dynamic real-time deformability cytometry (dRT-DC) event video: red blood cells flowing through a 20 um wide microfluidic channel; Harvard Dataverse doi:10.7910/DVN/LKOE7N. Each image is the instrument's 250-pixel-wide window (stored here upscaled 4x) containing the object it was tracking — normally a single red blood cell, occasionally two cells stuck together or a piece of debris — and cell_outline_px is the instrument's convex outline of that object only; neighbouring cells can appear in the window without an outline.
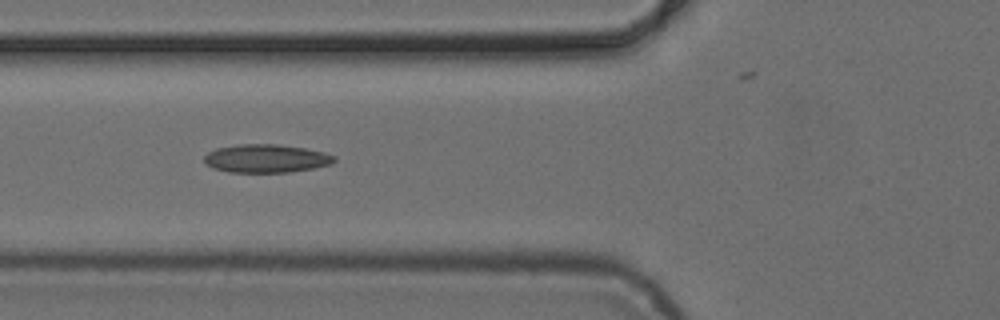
{"species": "common noctule bat (a hibernating species)", "species_latin": "Nyctalus noctula", "temperature_condition": "cold", "stored_images_in_passage": 7, "camera_frame_rate_fps": 3000, "um_per_image_px": 0.085, "animal": {"sex": "female", "body_mass_g": 24.6, "forearm_length_mm": 56.2}, "frame": {"image": 1, "passage_image": 6, "time_ms": 6.0, "image_size_px": [1000, 320], "cell_outline_px": [[336, 160], [332, 164], [312, 168], [288, 172], [228, 172], [212, 168], [204, 164], [204, 156], [208, 152], [216, 148], [236, 144], [276, 144], [304, 148], [324, 152], [336, 156]], "centroid_in_image_um": [22.59, 13.47], "position_along_channel_um": 103.2, "area_um2": 21.56}}
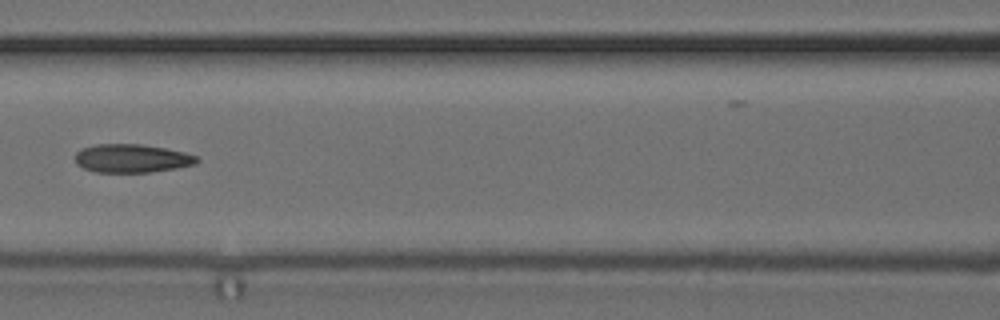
{"frame": {"image": 2, "passage_image": 7, "time_ms": 7.333, "image_size_px": [1000, 320], "cell_outline_px": [[200, 160], [196, 164], [176, 168], [148, 172], [96, 172], [84, 168], [76, 164], [76, 152], [80, 148], [96, 144], [140, 144], [164, 148], [184, 152], [196, 156]], "centroid_in_image_um": [11.19, 13.46], "position_along_channel_um": 155.4, "area_um2": 20.11}}